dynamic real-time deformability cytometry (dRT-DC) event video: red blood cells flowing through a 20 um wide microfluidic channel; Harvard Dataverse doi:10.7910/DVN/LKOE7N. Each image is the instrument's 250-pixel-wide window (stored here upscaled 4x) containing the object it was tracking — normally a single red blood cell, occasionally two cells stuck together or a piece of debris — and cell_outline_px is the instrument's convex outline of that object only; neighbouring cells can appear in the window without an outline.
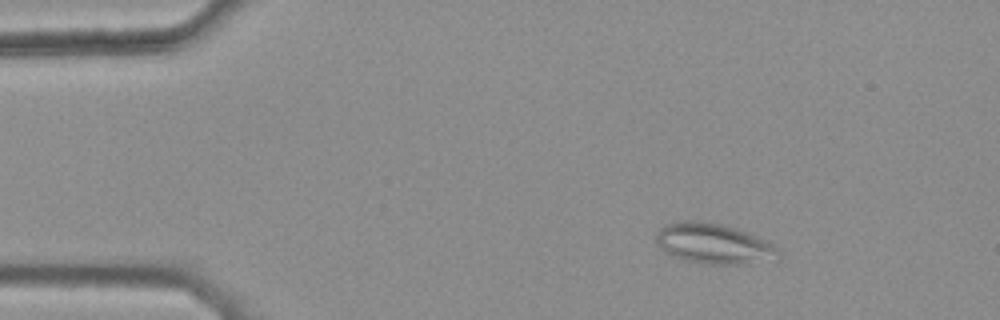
{"species": "common noctule bat (a hibernating species)", "species_latin": "Nyctalus noctula", "temperature_condition": "warm", "stored_images_in_passage": 43, "camera_frame_rate_fps": 3000, "um_per_image_px": 0.085, "animal": {"sex": "female", "body_mass_g": 25.1}, "frame": {"image": 1, "passage_image": 7, "time_ms": 2.0, "image_size_px": [1000, 320], "cell_outline_px": [[784, 256], [752, 264], [704, 264], [684, 260], [672, 256], [664, 252], [656, 244], [656, 232], [664, 224], [680, 220], [700, 220], [720, 224], [736, 228], [748, 232], [772, 244]], "centroid_in_image_um": [60.63, 20.71], "position_along_channel_um": 24.4, "area_um2": 29.19}}
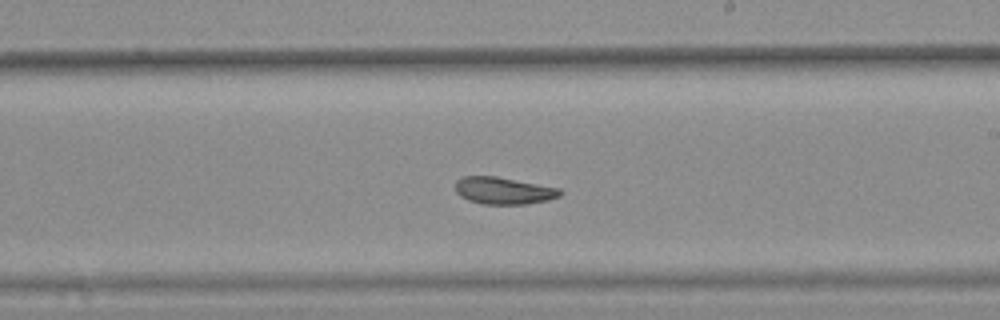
{"frame": {"image": 2, "passage_image": 30, "time_ms": 9.667, "image_size_px": [1000, 320], "cell_outline_px": [[564, 192], [560, 196], [548, 200], [524, 204], [484, 204], [468, 200], [460, 196], [456, 192], [456, 180], [464, 176], [496, 176], [560, 188]], "centroid_in_image_um": [42.82, 16.2], "position_along_channel_um": 246.2, "area_um2": 16.53}}
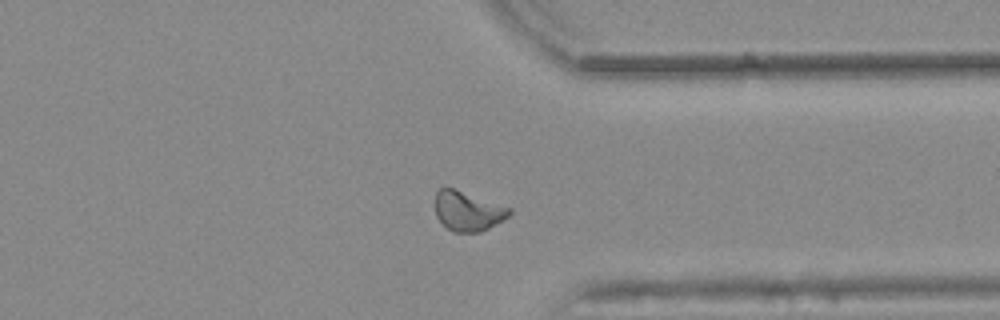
{"frame": {"image": 3, "passage_image": 40, "time_ms": 13.0, "image_size_px": [1000, 320], "cell_outline_px": [[512, 212], [508, 216], [488, 228], [480, 232], [452, 232], [436, 216], [436, 192], [440, 188], [452, 188], [512, 208]], "centroid_in_image_um": [39.77, 17.95], "position_along_channel_um": 371.6, "area_um2": 16.76}, "authors_computed_cell_mechanics": {"area_um2": 17.5134, "velocity_mm_per_s": 3.8188, "shape_relaxation_time_tau1_ms": null, "shape_relaxation_time_tau2_ms": 1.6968, "deformation_change_tau1": null, "deformation_change_tau2": 0.073}}